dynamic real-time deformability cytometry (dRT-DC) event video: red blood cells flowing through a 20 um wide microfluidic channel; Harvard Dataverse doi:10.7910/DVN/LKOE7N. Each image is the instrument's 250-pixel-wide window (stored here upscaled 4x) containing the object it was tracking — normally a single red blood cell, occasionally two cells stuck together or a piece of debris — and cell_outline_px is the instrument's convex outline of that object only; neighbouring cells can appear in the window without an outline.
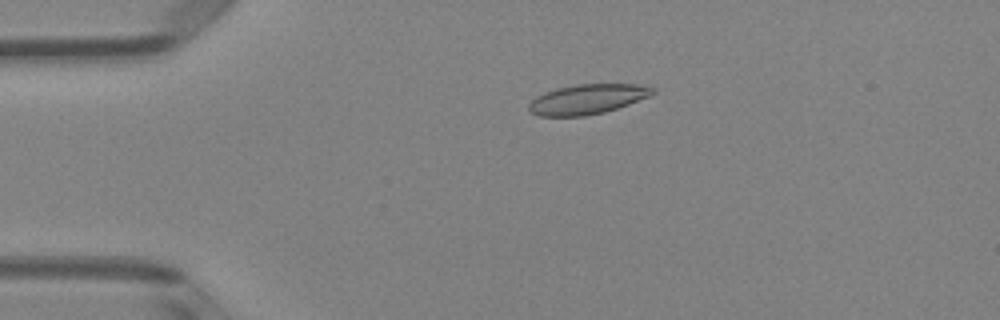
{"species": "Egyptian fruit bat (a non-hibernating species)", "species_latin": "Rousettus aegyptiacus", "temperature_condition": "room temperature", "stored_images_in_passage": 51, "camera_frame_rate_fps": 3000, "um_per_image_px": 0.085, "animal": {"sex": "female"}, "frame": {"image": 1, "passage_image": 11, "time_ms": 3.333, "image_size_px": [1000, 320], "cell_outline_px": [[656, 92], [652, 96], [604, 112], [584, 116], [540, 116], [528, 112], [528, 104], [536, 96], [544, 92], [556, 88], [576, 84], [644, 84], [656, 88]], "centroid_in_image_um": [49.95, 8.42], "position_along_channel_um": 35.1, "area_um2": 21.85}}
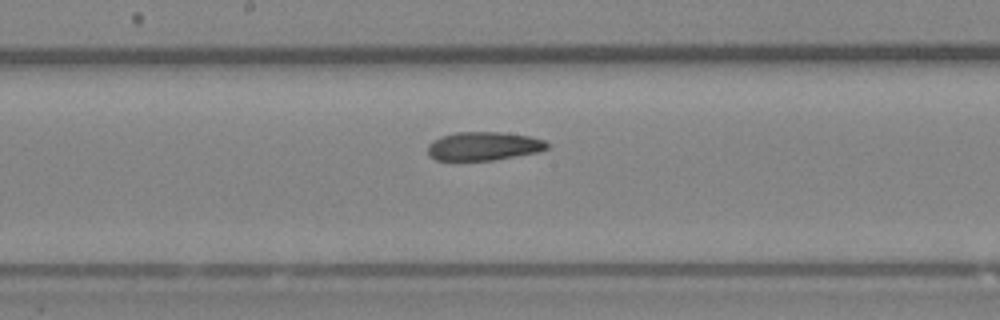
{"frame": {"image": 2, "passage_image": 27, "time_ms": 8.667, "image_size_px": [1000, 320], "cell_outline_px": [[548, 148], [536, 152], [492, 160], [436, 160], [428, 156], [428, 144], [432, 140], [440, 136], [456, 132], [500, 132], [528, 136], [544, 140], [548, 144]], "centroid_in_image_um": [41.04, 12.41], "position_along_channel_um": 207.2, "area_um2": 19.77}}
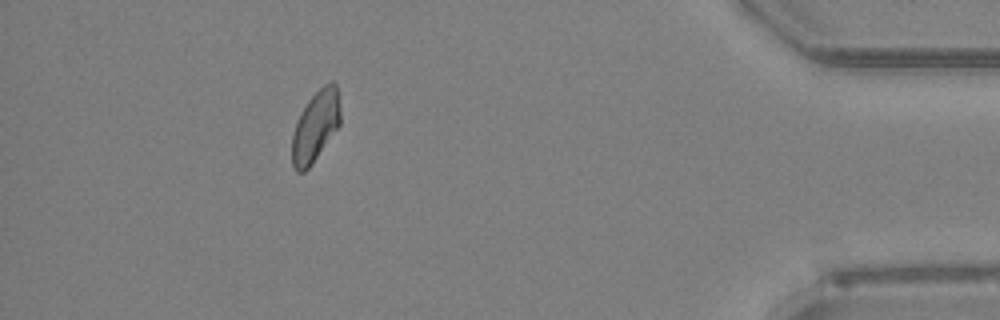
{"frame": {"image": 3, "passage_image": 46, "time_ms": 15.0, "image_size_px": [1000, 320], "cell_outline_px": [[340, 124], [312, 164], [304, 172], [296, 172], [292, 168], [292, 136], [296, 124], [308, 100], [324, 84], [332, 80], [336, 84], [340, 108]], "centroid_in_image_um": [26.82, 10.75], "position_along_channel_um": 408.4, "area_um2": 19.71}, "authors_computed_cell_mechanics": {"area_um2": 20.5768, "velocity_mm_per_s": 3.9937, "shape_relaxation_time_tau1_ms": 8.4264, "shape_relaxation_time_tau2_ms": 5.0343, "deformation_change_tau1": 0.1331, "deformation_change_tau2": 0.1093}}